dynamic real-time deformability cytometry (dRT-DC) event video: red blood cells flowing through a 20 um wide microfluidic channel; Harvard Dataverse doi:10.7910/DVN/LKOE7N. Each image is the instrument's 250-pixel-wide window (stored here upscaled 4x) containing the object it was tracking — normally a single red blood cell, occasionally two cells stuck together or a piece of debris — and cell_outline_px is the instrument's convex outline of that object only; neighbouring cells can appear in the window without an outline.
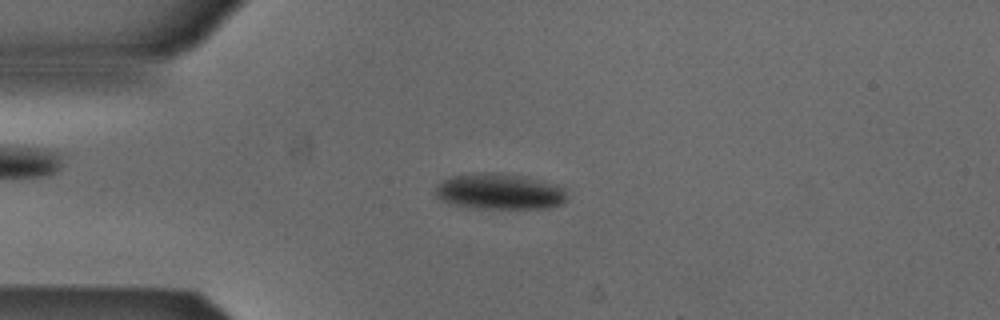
{"species": "Egyptian fruit bat (a non-hibernating species)", "species_latin": "Rousettus aegyptiacus", "temperature_condition": "cold", "stored_images_in_passage": 52, "camera_frame_rate_fps": 3000, "um_per_image_px": 0.085, "animal": {"sex": "male"}, "frame": {"image": 1, "passage_image": 12, "time_ms": 3.667, "image_size_px": [1000, 320], "cell_outline_px": [[564, 204], [548, 208], [468, 208], [448, 204], [440, 200], [436, 196], [436, 184], [452, 176], [472, 172], [496, 172], [528, 176], [556, 184], [564, 188]], "centroid_in_image_um": [42.42, 16.27], "position_along_channel_um": 42.6, "area_um2": 28.03}}
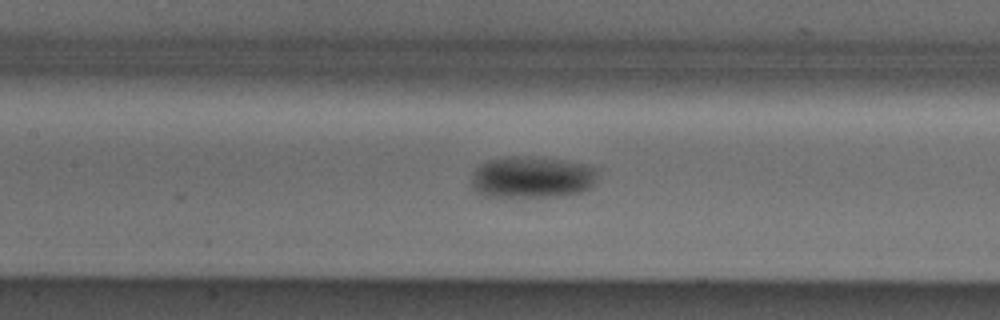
{"frame": {"image": 2, "passage_image": 23, "time_ms": 7.333, "image_size_px": [1000, 320], "cell_outline_px": [[596, 180], [592, 188], [580, 192], [564, 196], [484, 196], [476, 192], [472, 184], [472, 172], [480, 164], [488, 160], [504, 156], [516, 156], [564, 160], [584, 164], [596, 168]], "centroid_in_image_um": [45.21, 15.06], "position_along_channel_um": 162.2, "area_um2": 30.69}}
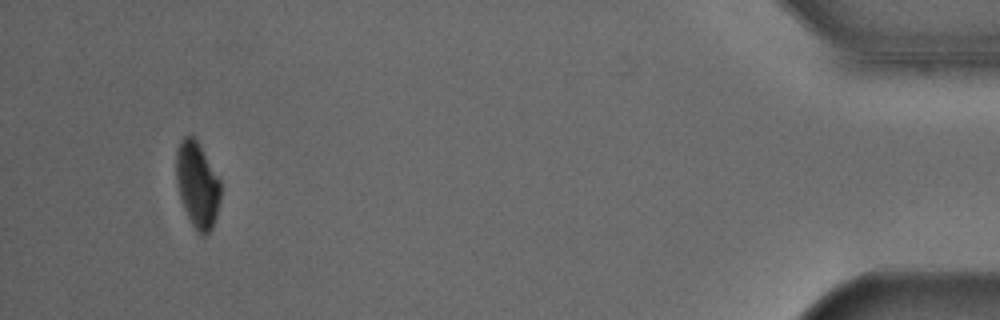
{"frame": {"image": 3, "passage_image": 49, "time_ms": 16.0, "image_size_px": [1000, 320], "cell_outline_px": [[220, 200], [216, 216], [212, 228], [204, 236], [200, 236], [196, 232], [184, 208], [180, 196], [176, 180], [176, 148], [180, 140], [184, 136], [192, 136], [196, 140], [220, 180]], "centroid_in_image_um": [16.76, 15.73], "position_along_channel_um": 418.4, "area_um2": 22.02}, "authors_computed_cell_mechanics": {"area_um2": 26.6169, "velocity_mm_per_s": 3.8598, "shape_relaxation_time_tau1_ms": 2.9811, "shape_relaxation_time_tau2_ms": null, "deformation_change_tau1": 0.085, "deformation_change_tau2": null}}